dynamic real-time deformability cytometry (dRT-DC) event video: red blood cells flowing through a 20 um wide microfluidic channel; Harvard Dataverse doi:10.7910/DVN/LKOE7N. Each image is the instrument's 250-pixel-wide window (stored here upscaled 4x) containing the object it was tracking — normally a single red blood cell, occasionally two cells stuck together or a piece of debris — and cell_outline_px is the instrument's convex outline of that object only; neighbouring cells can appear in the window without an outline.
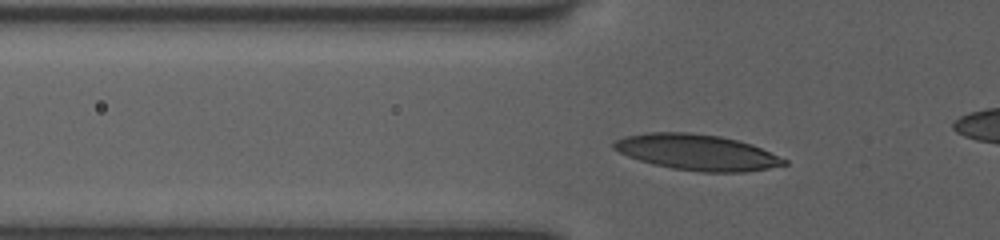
{"species": "human", "species_latin": "Homo sapiens", "temperature_condition": "room temperature", "stored_images_in_passage": 37, "camera_frame_rate_fps": 3000, "um_per_image_px": 0.085, "donor": {"sex": "female"}, "frame": {"image": 1, "passage_image": 8, "time_ms": 2.333, "image_size_px": [1000, 240], "cell_outline_px": [[788, 164], [768, 168], [744, 172], [700, 172], [672, 168], [652, 164], [628, 156], [612, 148], [612, 144], [616, 140], [624, 136], [648, 132], [688, 132], [720, 136], [752, 144], [788, 160]], "centroid_in_image_um": [59.24, 12.94], "position_along_channel_um": 66.6, "area_um2": 35.49}}
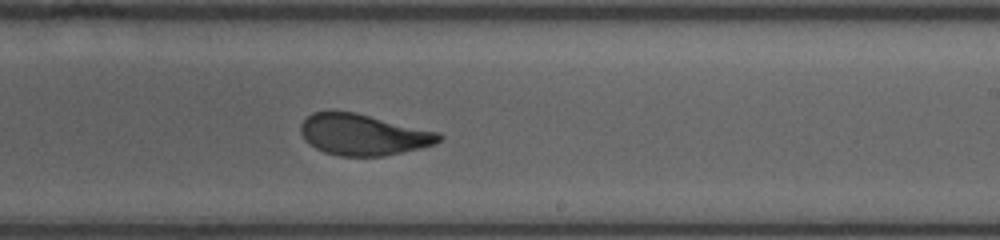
{"frame": {"image": 2, "passage_image": 23, "time_ms": 7.333, "image_size_px": [1000, 240], "cell_outline_px": [[444, 136], [436, 144], [420, 148], [384, 156], [340, 156], [324, 152], [308, 144], [304, 140], [300, 132], [300, 124], [312, 112], [356, 112], [440, 132]], "centroid_in_image_um": [30.89, 11.45], "position_along_channel_um": 258.1, "area_um2": 33.29}}
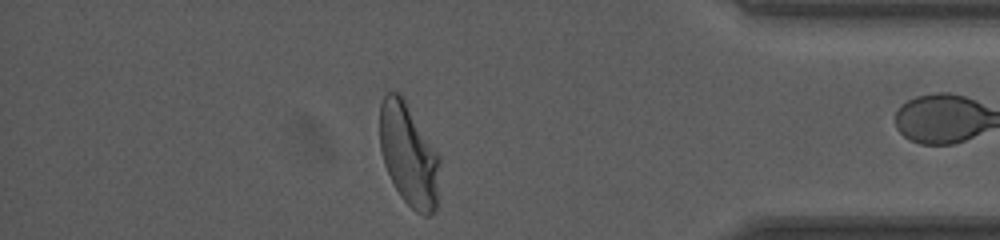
{"frame": {"image": 3, "passage_image": 36, "time_ms": 11.667, "image_size_px": [1000, 240], "cell_outline_px": [[440, 164], [436, 208], [428, 216], [424, 216], [416, 212], [400, 196], [384, 164], [380, 148], [380, 104], [384, 96], [388, 92], [400, 92], [440, 156]], "centroid_in_image_um": [34.75, 13.15], "position_along_channel_um": 400.5, "area_um2": 35.72}}